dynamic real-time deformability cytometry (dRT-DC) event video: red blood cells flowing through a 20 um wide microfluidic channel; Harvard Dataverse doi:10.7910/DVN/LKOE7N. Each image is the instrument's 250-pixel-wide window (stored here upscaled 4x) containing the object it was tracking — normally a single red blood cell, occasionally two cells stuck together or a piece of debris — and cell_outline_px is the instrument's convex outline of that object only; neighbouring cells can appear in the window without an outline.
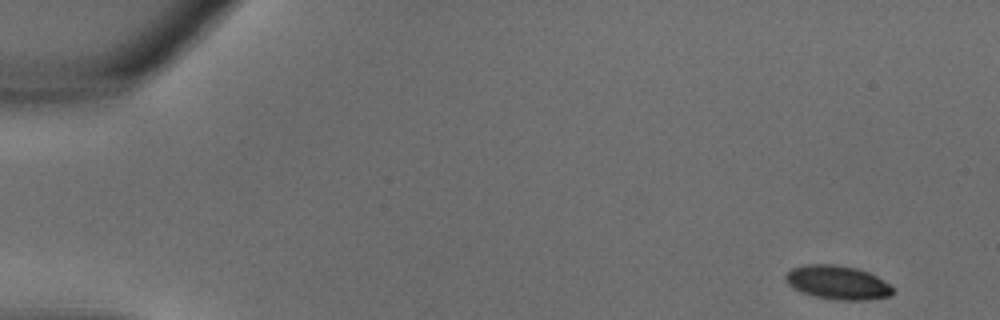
{"species": "common noctule bat (a hibernating species)", "species_latin": "Nyctalus noctula", "temperature_condition": "warm", "stored_images_in_passage": 6, "camera_frame_rate_fps": 3000, "um_per_image_px": 0.085, "animal": {"sex": "male", "body_mass_g": 18.8}, "frame": {"image": 1, "passage_image": 1, "time_ms": 0.0, "image_size_px": [1000, 320], "cell_outline_px": [[892, 292], [888, 296], [868, 300], [836, 300], [812, 296], [800, 292], [792, 288], [784, 280], [784, 276], [792, 268], [804, 264], [832, 264], [856, 268], [868, 272], [876, 276], [888, 284], [892, 288]], "centroid_in_image_um": [71.12, 24.01], "position_along_channel_um": 13.9, "area_um2": 21.15}}